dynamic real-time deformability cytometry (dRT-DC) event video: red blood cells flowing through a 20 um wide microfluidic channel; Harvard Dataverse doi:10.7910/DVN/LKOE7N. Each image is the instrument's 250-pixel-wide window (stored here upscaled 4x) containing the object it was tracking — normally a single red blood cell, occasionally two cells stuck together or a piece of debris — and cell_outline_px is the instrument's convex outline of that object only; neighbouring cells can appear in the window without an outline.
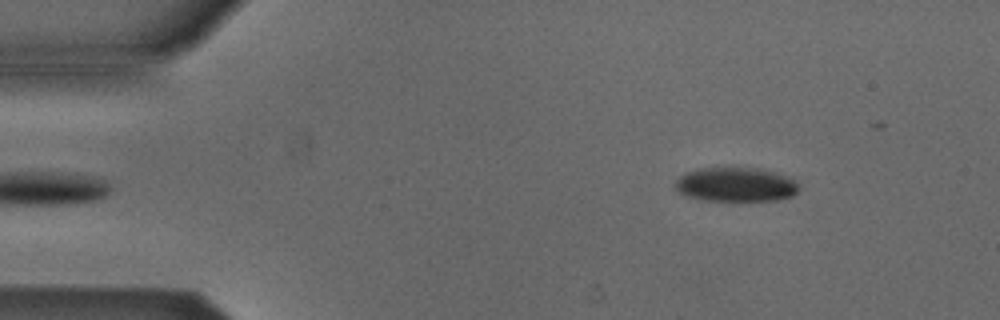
{"species": "Egyptian fruit bat (a non-hibernating species)", "species_latin": "Rousettus aegyptiacus", "temperature_condition": "cold", "stored_images_in_passage": 5, "camera_frame_rate_fps": 3000, "um_per_image_px": 0.085, "animal": {"sex": "male"}, "frame": {"image": 1, "passage_image": 5, "time_ms": 1.333, "image_size_px": [1000, 320], "cell_outline_px": [[800, 188], [792, 196], [780, 200], [700, 200], [688, 196], [680, 192], [672, 184], [684, 172], [696, 168], [760, 168], [792, 176]], "centroid_in_image_um": [62.56, 15.67], "position_along_channel_um": 22.4, "area_um2": 24.97}}